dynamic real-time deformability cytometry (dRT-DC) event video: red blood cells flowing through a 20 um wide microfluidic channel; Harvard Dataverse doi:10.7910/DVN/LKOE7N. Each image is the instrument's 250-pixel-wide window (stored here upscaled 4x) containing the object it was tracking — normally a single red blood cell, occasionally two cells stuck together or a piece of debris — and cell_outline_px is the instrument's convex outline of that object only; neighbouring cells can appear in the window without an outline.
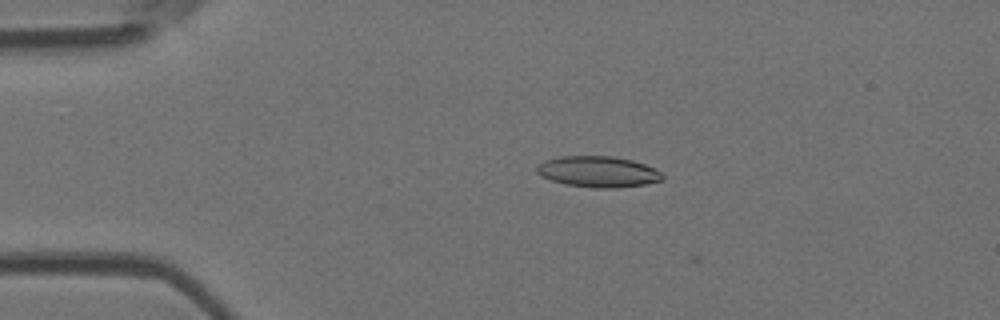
{"species": "Egyptian fruit bat (a non-hibernating species)", "species_latin": "Rousettus aegyptiacus", "temperature_condition": "room temperature", "stored_images_in_passage": 4, "camera_frame_rate_fps": 3000, "um_per_image_px": 0.085, "animal": {"sex": "female"}, "frame": {"image": 1, "passage_image": 3, "time_ms": 0.667, "image_size_px": [1000, 320], "cell_outline_px": [[664, 180], [644, 184], [620, 188], [596, 188], [568, 184], [552, 180], [540, 176], [536, 172], [536, 168], [544, 160], [560, 156], [612, 156], [632, 160], [644, 164], [660, 172], [664, 176]], "centroid_in_image_um": [50.84, 14.59], "position_along_channel_um": 34.2, "area_um2": 22.6}}